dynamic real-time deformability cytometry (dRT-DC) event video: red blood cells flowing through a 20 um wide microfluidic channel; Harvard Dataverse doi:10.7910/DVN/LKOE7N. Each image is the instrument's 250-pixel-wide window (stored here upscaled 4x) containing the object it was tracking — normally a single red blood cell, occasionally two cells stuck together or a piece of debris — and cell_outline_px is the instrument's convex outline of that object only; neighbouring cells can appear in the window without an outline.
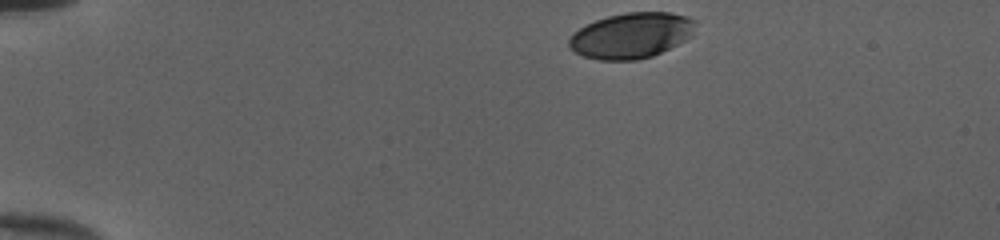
{"species": "human", "species_latin": "Homo sapiens", "temperature_condition": "cold", "stored_images_in_passage": 36, "camera_frame_rate_fps": 3000, "um_per_image_px": 0.085, "donor": {"sex": "female"}, "frame": {"image": 1, "passage_image": 1, "time_ms": 0.0, "image_size_px": [1000, 240], "cell_outline_px": [[696, 20], [692, 36], [652, 56], [636, 60], [600, 60], [584, 56], [568, 48], [568, 40], [580, 28], [596, 20], [608, 16], [628, 12], [668, 12], [684, 16]], "centroid_in_image_um": [53.65, 3.02], "position_along_channel_um": 31.3, "area_um2": 33.18}}
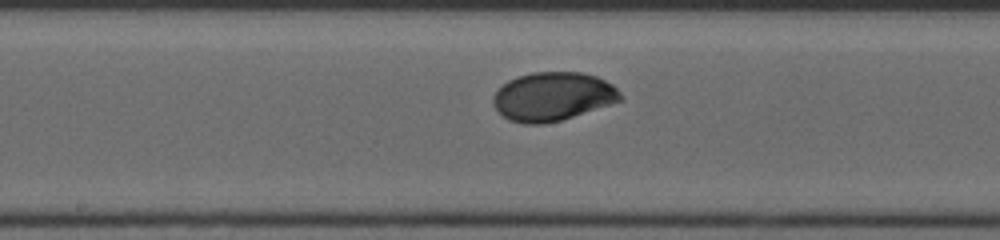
{"frame": {"image": 2, "passage_image": 20, "time_ms": 6.333, "image_size_px": [1000, 240], "cell_outline_px": [[624, 100], [560, 120], [544, 124], [524, 124], [508, 120], [496, 108], [492, 100], [492, 96], [508, 80], [516, 76], [532, 72], [584, 72], [596, 76], [612, 84], [624, 96]], "centroid_in_image_um": [47.0, 8.19], "position_along_channel_um": 201.2, "area_um2": 36.13}}
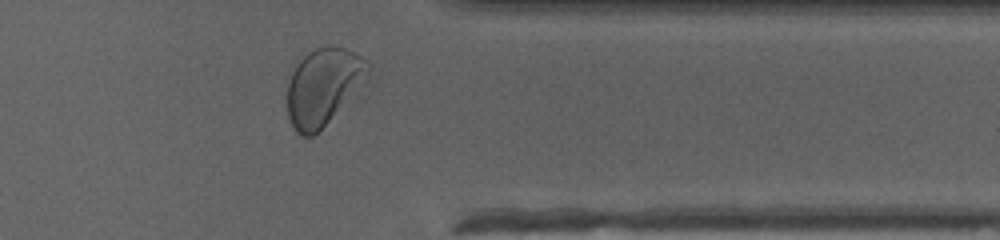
{"frame": {"image": 3, "passage_image": 34, "time_ms": 11.0, "image_size_px": [1000, 240], "cell_outline_px": [[372, 68], [368, 80], [312, 136], [300, 136], [292, 128], [288, 116], [288, 80], [296, 64], [308, 52], [316, 48], [332, 44], [344, 48], [368, 60], [372, 64]], "centroid_in_image_um": [27.5, 7.32], "position_along_channel_um": 383.9, "area_um2": 36.24}, "authors_computed_cell_mechanics": {"area_um2": 35.547, "velocity_mm_per_s": 4.0011, "shape_relaxation_time_tau1_ms": 2.3515, "shape_relaxation_time_tau2_ms": null, "deformation_change_tau1": 0.1302, "deformation_change_tau2": null}}